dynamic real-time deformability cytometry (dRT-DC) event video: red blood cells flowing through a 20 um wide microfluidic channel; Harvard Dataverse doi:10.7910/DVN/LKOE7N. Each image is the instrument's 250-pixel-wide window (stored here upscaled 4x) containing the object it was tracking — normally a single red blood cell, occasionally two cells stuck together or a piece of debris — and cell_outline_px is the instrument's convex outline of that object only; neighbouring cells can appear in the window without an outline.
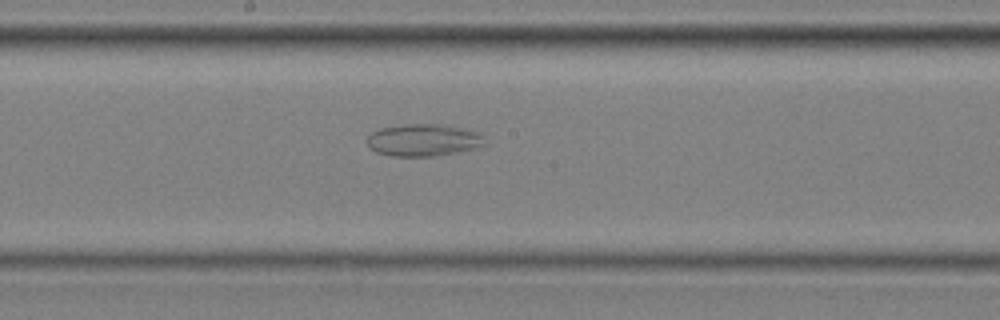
{"species": "common noctule bat (a hibernating species)", "species_latin": "Nyctalus noctula", "temperature_condition": "cold", "stored_images_in_passage": 47, "camera_frame_rate_fps": 3000, "um_per_image_px": 0.085, "animal": {"sex": "male", "body_mass_g": 20.4}, "frame": {"image": 1, "passage_image": 27, "time_ms": 8.667, "image_size_px": [1000, 320], "cell_outline_px": [[484, 144], [472, 148], [456, 152], [432, 156], [388, 156], [376, 152], [368, 148], [368, 136], [372, 132], [384, 128], [404, 124], [440, 124], [464, 128], [480, 132]], "centroid_in_image_um": [35.95, 11.9], "position_along_channel_um": 212.3, "area_um2": 21.85}}
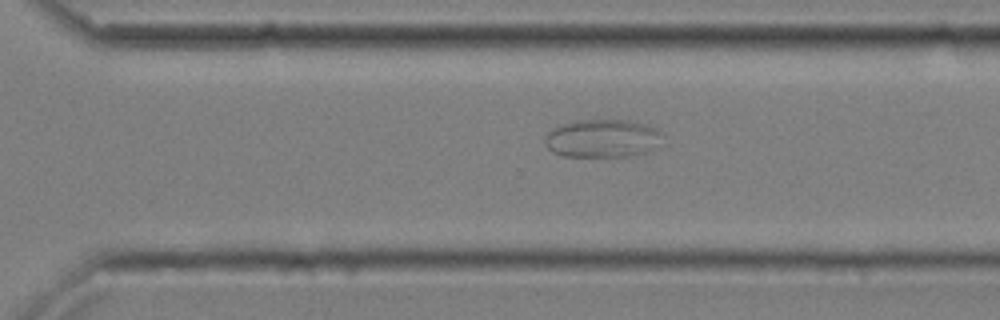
{"frame": {"image": 2, "passage_image": 36, "time_ms": 11.667, "image_size_px": [1000, 320], "cell_outline_px": [[668, 144], [652, 152], [636, 156], [564, 156], [552, 152], [544, 144], [544, 140], [548, 132], [552, 128], [572, 120], [628, 120], [648, 124], [660, 128], [668, 136]], "centroid_in_image_um": [51.42, 11.77], "position_along_channel_um": 319.2, "area_um2": 27.63}}
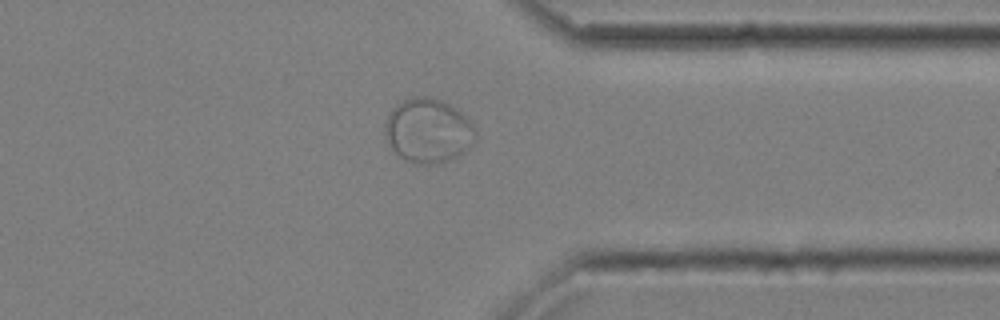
{"frame": {"image": 3, "passage_image": 41, "time_ms": 13.333, "image_size_px": [1000, 320], "cell_outline_px": [[476, 140], [468, 148], [456, 156], [448, 160], [432, 164], [412, 164], [404, 160], [392, 148], [384, 132], [384, 128], [388, 116], [392, 108], [404, 100], [416, 96], [432, 96], [456, 108], [476, 128]], "centroid_in_image_um": [36.39, 11.11], "position_along_channel_um": 375.0, "area_um2": 33.76}}